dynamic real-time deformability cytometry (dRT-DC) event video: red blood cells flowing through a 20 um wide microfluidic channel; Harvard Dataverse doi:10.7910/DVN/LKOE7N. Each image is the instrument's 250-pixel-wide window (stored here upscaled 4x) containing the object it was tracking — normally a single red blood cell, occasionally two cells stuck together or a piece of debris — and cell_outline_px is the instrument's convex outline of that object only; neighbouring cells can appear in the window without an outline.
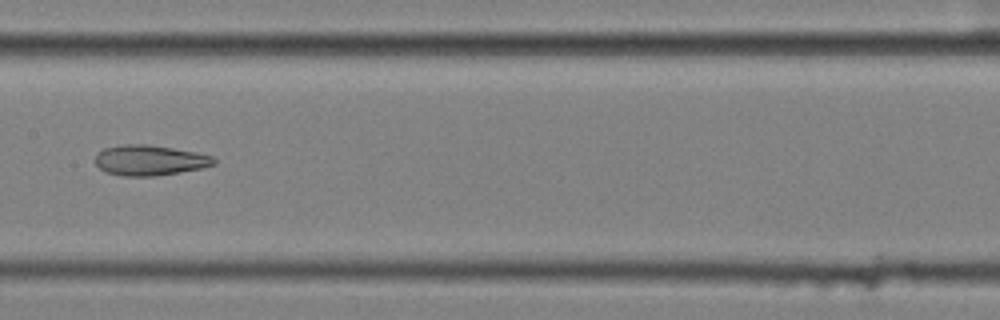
{"species": "common noctule bat (a hibernating species)", "species_latin": "Nyctalus noctula", "temperature_condition": "cold", "stored_images_in_passage": 9, "camera_frame_rate_fps": 3000, "um_per_image_px": 0.085, "animal": {"sex": "female", "body_mass_g": 25.1}, "frame": {"image": 1, "passage_image": 8, "time_ms": 2.333, "image_size_px": [1000, 320], "cell_outline_px": [[216, 164], [200, 168], [180, 172], [152, 176], [124, 176], [104, 172], [96, 164], [96, 152], [104, 148], [124, 144], [148, 144], [196, 152], [212, 156], [216, 160]], "centroid_in_image_um": [12.7, 13.62], "position_along_channel_um": 194.7, "area_um2": 20.98}}
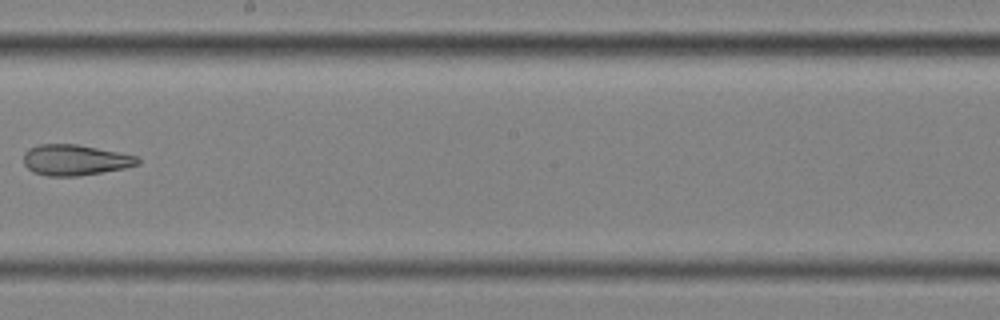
{"frame": {"image": 2, "passage_image": 9, "time_ms": 2.667, "image_size_px": [1000, 320], "cell_outline_px": [[140, 164], [124, 168], [76, 176], [48, 176], [32, 172], [24, 164], [24, 152], [28, 148], [40, 144], [76, 144], [136, 156], [140, 160]], "centroid_in_image_um": [6.33, 13.6], "position_along_channel_um": 241.9, "area_um2": 20.23}}